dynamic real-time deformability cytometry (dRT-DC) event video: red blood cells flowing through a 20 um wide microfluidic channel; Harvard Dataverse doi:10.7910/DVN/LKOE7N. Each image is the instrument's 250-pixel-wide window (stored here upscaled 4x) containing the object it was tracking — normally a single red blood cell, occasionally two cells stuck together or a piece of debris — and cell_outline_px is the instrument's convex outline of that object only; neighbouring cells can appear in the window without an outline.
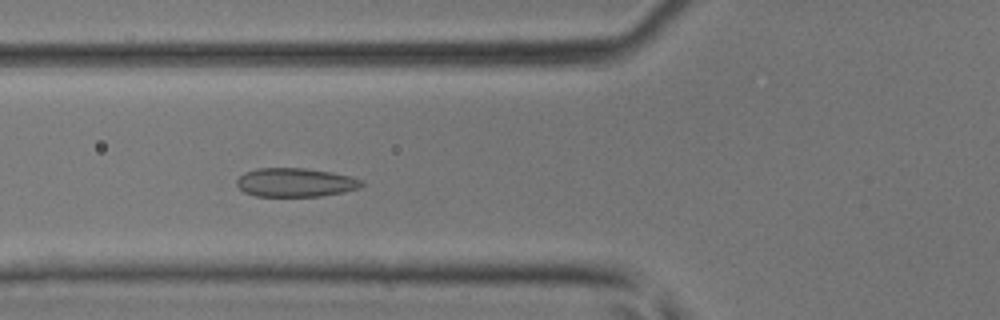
{"species": "common noctule bat (a hibernating species)", "species_latin": "Nyctalus noctula", "temperature_condition": "room temperature", "stored_images_in_passage": 47, "camera_frame_rate_fps": 3000, "um_per_image_px": 0.085, "animal": {"sex": "male", "body_mass_g": 17.9, "forearm_length_mm": 54.2}, "frame": {"image": 1, "passage_image": 18, "time_ms": 5.667, "image_size_px": [1000, 320], "cell_outline_px": [[364, 184], [360, 188], [320, 196], [256, 196], [244, 192], [236, 184], [236, 180], [244, 172], [256, 168], [304, 168], [332, 172], [348, 176], [360, 180]], "centroid_in_image_um": [25.06, 15.5], "position_along_channel_um": 100.7, "area_um2": 20.81}}
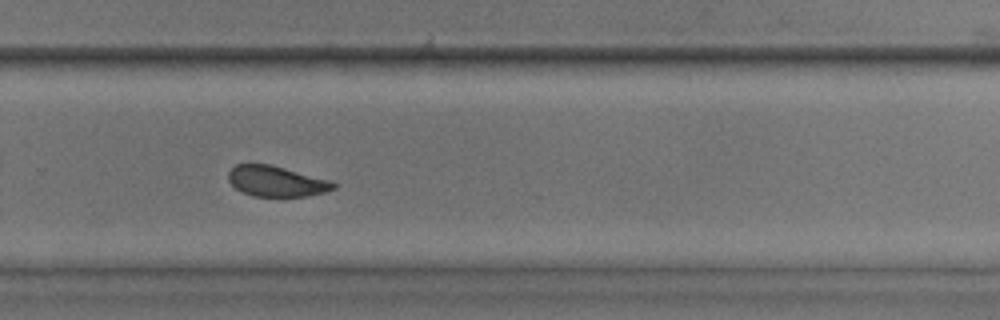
{"frame": {"image": 2, "passage_image": 32, "time_ms": 10.333, "image_size_px": [1000, 320], "cell_outline_px": [[336, 188], [324, 192], [308, 196], [252, 196], [240, 192], [228, 180], [228, 172], [236, 164], [268, 164], [332, 180], [336, 184]], "centroid_in_image_um": [23.49, 15.41], "position_along_channel_um": 306.3, "area_um2": 18.73}}
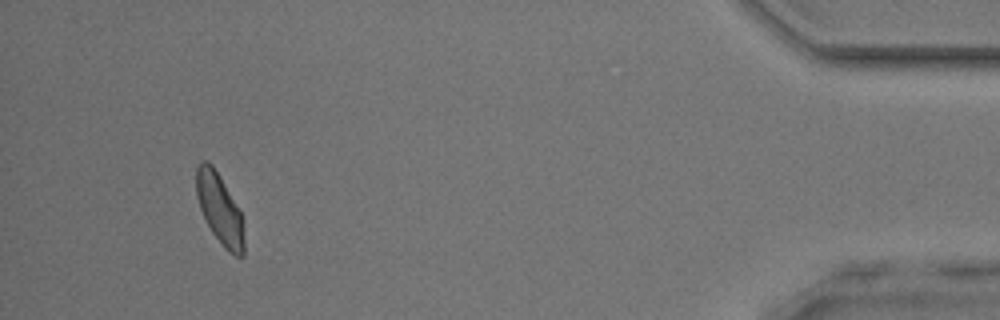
{"frame": {"image": 3, "passage_image": 44, "time_ms": 14.333, "image_size_px": [1000, 320], "cell_outline_px": [[244, 256], [236, 256], [228, 252], [224, 248], [212, 232], [200, 208], [196, 196], [196, 168], [200, 160], [208, 160], [212, 164], [240, 212], [244, 236]], "centroid_in_image_um": [18.65, 17.76], "position_along_channel_um": 416.6, "area_um2": 19.25}}